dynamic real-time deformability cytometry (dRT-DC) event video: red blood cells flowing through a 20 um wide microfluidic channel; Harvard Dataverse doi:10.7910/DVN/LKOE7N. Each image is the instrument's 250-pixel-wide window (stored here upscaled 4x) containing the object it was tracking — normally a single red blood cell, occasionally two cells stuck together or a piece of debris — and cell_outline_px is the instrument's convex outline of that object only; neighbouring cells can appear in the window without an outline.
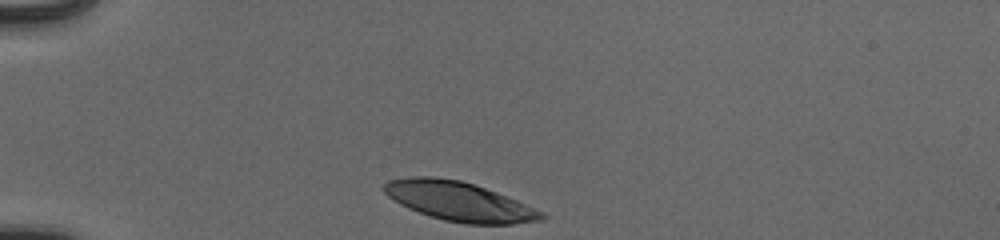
{"species": "human", "species_latin": "Homo sapiens", "temperature_condition": "cold", "stored_images_in_passage": 31, "camera_frame_rate_fps": 3000, "um_per_image_px": 0.085, "donor": {"sex": "male"}, "frame": {"image": 1, "passage_image": 1, "time_ms": 0.0, "image_size_px": [1000, 240], "cell_outline_px": [[548, 216], [544, 220], [512, 224], [464, 224], [444, 220], [408, 208], [400, 204], [388, 196], [384, 192], [384, 184], [388, 180], [412, 176], [436, 176], [460, 180], [496, 192], [516, 200], [544, 212]], "centroid_in_image_um": [39.04, 17.12], "position_along_channel_um": 46.0, "area_um2": 35.84}}
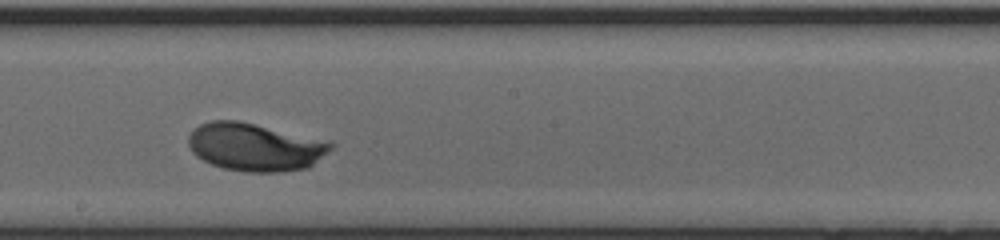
{"frame": {"image": 2, "passage_image": 18, "time_ms": 5.667, "image_size_px": [1000, 240], "cell_outline_px": [[336, 144], [332, 148], [308, 168], [284, 172], [244, 172], [224, 168], [212, 164], [196, 156], [192, 152], [188, 144], [188, 136], [192, 128], [200, 124], [212, 120], [240, 120], [332, 140]], "centroid_in_image_um": [21.71, 12.47], "position_along_channel_um": 226.5, "area_um2": 40.52}}
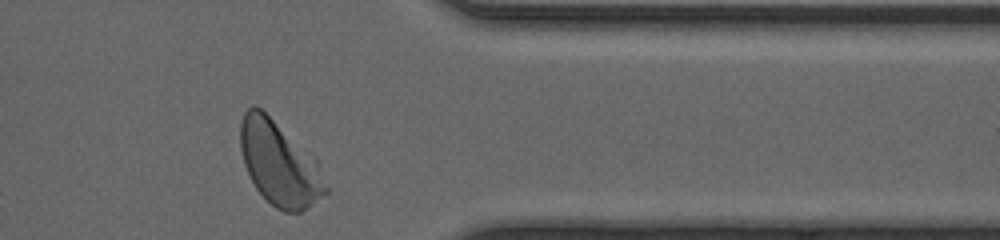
{"frame": {"image": 3, "passage_image": 31, "time_ms": 10.0, "image_size_px": [1000, 240], "cell_outline_px": [[328, 192], [300, 212], [284, 212], [276, 208], [256, 188], [244, 164], [240, 148], [240, 124], [244, 112], [252, 104], [260, 108], [316, 160], [328, 188]], "centroid_in_image_um": [23.72, 13.91], "position_along_channel_um": 387.7, "area_um2": 40.81}, "authors_computed_cell_mechanics": {"area_um2": 38.0324, "velocity_mm_per_s": 3.885, "shape_relaxation_time_tau1_ms": 1.493, "shape_relaxation_time_tau2_ms": null, "deformation_change_tau1": 0.1341, "deformation_change_tau2": null}}